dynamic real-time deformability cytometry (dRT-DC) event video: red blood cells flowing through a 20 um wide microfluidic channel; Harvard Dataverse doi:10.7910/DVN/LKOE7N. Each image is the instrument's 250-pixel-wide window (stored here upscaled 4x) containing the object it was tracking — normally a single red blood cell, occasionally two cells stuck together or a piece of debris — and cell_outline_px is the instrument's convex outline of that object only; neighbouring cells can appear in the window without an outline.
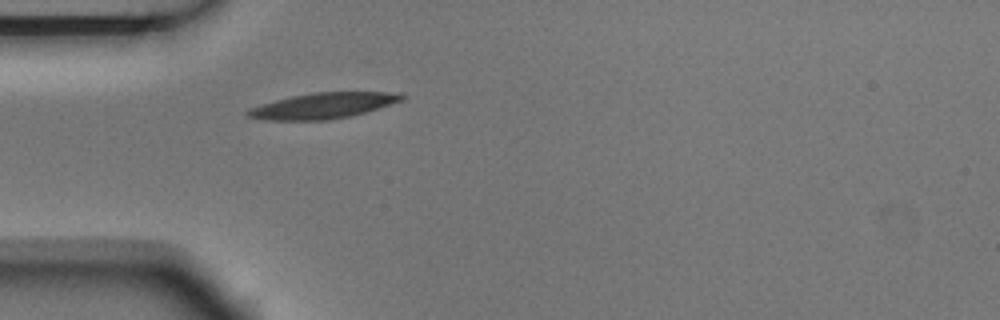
{"species": "Egyptian fruit bat (a non-hibernating species)", "species_latin": "Rousettus aegyptiacus", "temperature_condition": "room temperature", "stored_images_in_passage": 3, "camera_frame_rate_fps": 3000, "um_per_image_px": 0.085, "animal": {"sex": "male"}, "frame": {"image": 1, "passage_image": 3, "time_ms": 0.667, "image_size_px": [1000, 320], "cell_outline_px": [[408, 96], [404, 100], [364, 112], [348, 116], [328, 120], [264, 120], [244, 116], [244, 112], [248, 108], [276, 100], [292, 96], [312, 92], [400, 92]], "centroid_in_image_um": [27.45, 8.98], "position_along_channel_um": 57.6, "area_um2": 23.18}}